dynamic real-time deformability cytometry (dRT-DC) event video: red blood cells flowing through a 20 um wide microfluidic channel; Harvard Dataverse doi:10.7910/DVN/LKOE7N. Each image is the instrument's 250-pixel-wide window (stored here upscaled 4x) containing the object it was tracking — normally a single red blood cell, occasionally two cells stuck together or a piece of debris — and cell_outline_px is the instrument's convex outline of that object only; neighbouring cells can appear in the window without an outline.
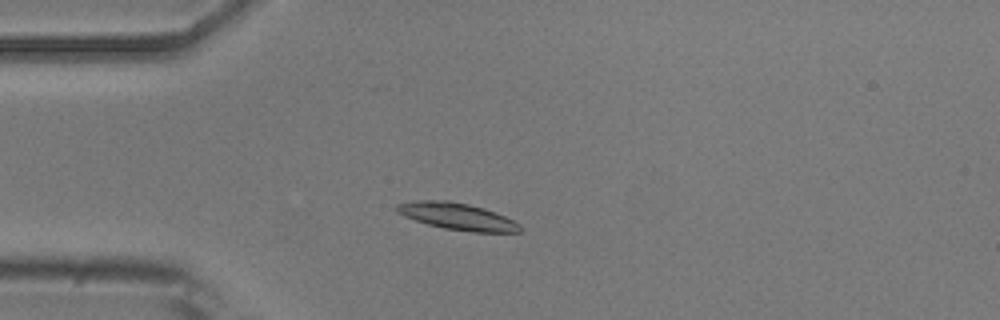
{"species": "common noctule bat (a hibernating species)", "species_latin": "Nyctalus noctula", "temperature_condition": "room temperature", "stored_images_in_passage": 3, "camera_frame_rate_fps": 3000, "um_per_image_px": 0.085, "animal": {"sex": "male", "body_mass_g": 20.5, "forearm_length_mm": 52.5}, "frame": {"image": 1, "passage_image": 3, "time_ms": 2.333, "image_size_px": [1000, 320], "cell_outline_px": [[520, 232], [472, 232], [444, 228], [428, 224], [404, 216], [396, 212], [396, 204], [420, 200], [448, 200], [468, 204], [484, 208], [496, 212], [520, 224]], "centroid_in_image_um": [38.86, 18.39], "position_along_channel_um": 46.1, "area_um2": 19.13}}